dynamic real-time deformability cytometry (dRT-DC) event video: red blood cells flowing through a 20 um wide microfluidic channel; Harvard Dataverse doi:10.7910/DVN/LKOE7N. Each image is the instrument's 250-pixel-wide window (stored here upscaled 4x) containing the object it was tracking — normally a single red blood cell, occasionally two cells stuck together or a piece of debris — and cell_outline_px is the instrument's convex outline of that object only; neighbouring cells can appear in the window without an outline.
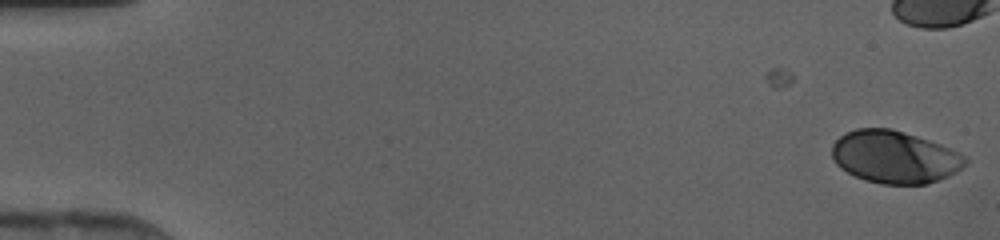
{"species": "human", "species_latin": "Homo sapiens", "temperature_condition": "cold", "stored_images_in_passage": 37, "camera_frame_rate_fps": 3000, "um_per_image_px": 0.085, "donor": {"sex": "female"}, "frame": {"image": 1, "passage_image": 1, "time_ms": 0.0, "image_size_px": [1000, 240], "cell_outline_px": [[968, 164], [956, 172], [948, 176], [928, 184], [880, 184], [864, 180], [840, 168], [836, 164], [832, 156], [832, 144], [844, 132], [856, 128], [892, 128], [940, 144], [968, 156]], "centroid_in_image_um": [76.05, 13.34], "position_along_channel_um": 8.9, "area_um2": 41.04}}
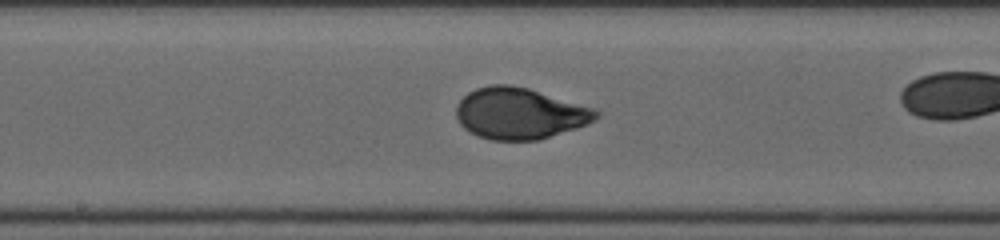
{"frame": {"image": 2, "passage_image": 25, "time_ms": 8.0, "image_size_px": [1000, 240], "cell_outline_px": [[600, 116], [588, 124], [540, 140], [492, 140], [468, 132], [460, 124], [456, 116], [456, 104], [468, 92], [476, 88], [492, 84], [508, 84], [528, 88], [592, 108], [600, 112]], "centroid_in_image_um": [44.14, 9.64], "position_along_channel_um": 204.1, "area_um2": 41.73}}
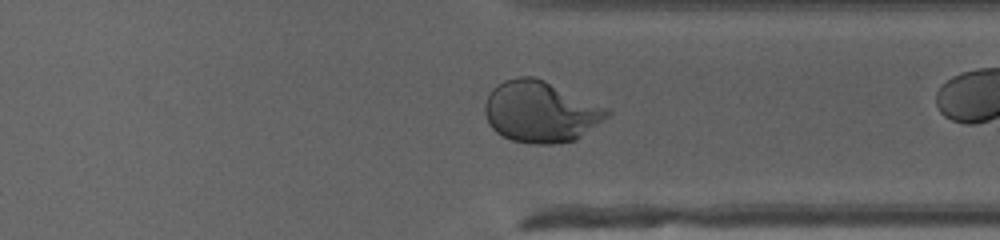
{"frame": {"image": 3, "passage_image": 36, "time_ms": 11.667, "image_size_px": [1000, 240], "cell_outline_px": [[612, 112], [608, 116], [576, 140], [552, 144], [532, 144], [512, 140], [496, 132], [488, 124], [484, 112], [484, 104], [492, 88], [504, 80], [520, 76], [532, 76], [544, 80], [608, 108]], "centroid_in_image_um": [45.92, 9.5], "position_along_channel_um": 365.5, "area_um2": 43.52}}